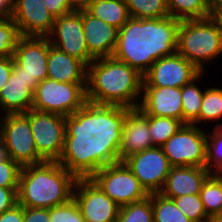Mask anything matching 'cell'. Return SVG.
Wrapping results in <instances>:
<instances>
[{
	"mask_svg": "<svg viewBox=\"0 0 222 222\" xmlns=\"http://www.w3.org/2000/svg\"><path fill=\"white\" fill-rule=\"evenodd\" d=\"M18 188L0 187V214L18 204Z\"/></svg>",
	"mask_w": 222,
	"mask_h": 222,
	"instance_id": "74e56055",
	"label": "cell"
},
{
	"mask_svg": "<svg viewBox=\"0 0 222 222\" xmlns=\"http://www.w3.org/2000/svg\"><path fill=\"white\" fill-rule=\"evenodd\" d=\"M24 114L29 118L38 154L45 161H58L64 148L66 117L35 109Z\"/></svg>",
	"mask_w": 222,
	"mask_h": 222,
	"instance_id": "30bf717a",
	"label": "cell"
},
{
	"mask_svg": "<svg viewBox=\"0 0 222 222\" xmlns=\"http://www.w3.org/2000/svg\"><path fill=\"white\" fill-rule=\"evenodd\" d=\"M49 39L47 37H21L14 50V61L31 79L41 82L47 78Z\"/></svg>",
	"mask_w": 222,
	"mask_h": 222,
	"instance_id": "ac0fdd59",
	"label": "cell"
},
{
	"mask_svg": "<svg viewBox=\"0 0 222 222\" xmlns=\"http://www.w3.org/2000/svg\"><path fill=\"white\" fill-rule=\"evenodd\" d=\"M73 198L85 222H116L120 206L111 200L90 178L77 179Z\"/></svg>",
	"mask_w": 222,
	"mask_h": 222,
	"instance_id": "4fadbf2b",
	"label": "cell"
},
{
	"mask_svg": "<svg viewBox=\"0 0 222 222\" xmlns=\"http://www.w3.org/2000/svg\"><path fill=\"white\" fill-rule=\"evenodd\" d=\"M21 169L10 157L0 160V187L18 188Z\"/></svg>",
	"mask_w": 222,
	"mask_h": 222,
	"instance_id": "d590c367",
	"label": "cell"
},
{
	"mask_svg": "<svg viewBox=\"0 0 222 222\" xmlns=\"http://www.w3.org/2000/svg\"><path fill=\"white\" fill-rule=\"evenodd\" d=\"M152 199L154 222H193L176 206L172 199L160 193L149 194Z\"/></svg>",
	"mask_w": 222,
	"mask_h": 222,
	"instance_id": "83f0119b",
	"label": "cell"
},
{
	"mask_svg": "<svg viewBox=\"0 0 222 222\" xmlns=\"http://www.w3.org/2000/svg\"><path fill=\"white\" fill-rule=\"evenodd\" d=\"M211 174L212 172L207 167H171L159 193L169 199L200 194L202 185Z\"/></svg>",
	"mask_w": 222,
	"mask_h": 222,
	"instance_id": "ffe728a7",
	"label": "cell"
},
{
	"mask_svg": "<svg viewBox=\"0 0 222 222\" xmlns=\"http://www.w3.org/2000/svg\"><path fill=\"white\" fill-rule=\"evenodd\" d=\"M151 147L153 142L149 132V115L139 108H126L119 148L120 162Z\"/></svg>",
	"mask_w": 222,
	"mask_h": 222,
	"instance_id": "e0dca14e",
	"label": "cell"
},
{
	"mask_svg": "<svg viewBox=\"0 0 222 222\" xmlns=\"http://www.w3.org/2000/svg\"><path fill=\"white\" fill-rule=\"evenodd\" d=\"M142 87L143 75L113 57L95 58L87 66L88 102L138 108Z\"/></svg>",
	"mask_w": 222,
	"mask_h": 222,
	"instance_id": "3957f363",
	"label": "cell"
},
{
	"mask_svg": "<svg viewBox=\"0 0 222 222\" xmlns=\"http://www.w3.org/2000/svg\"><path fill=\"white\" fill-rule=\"evenodd\" d=\"M43 1L45 7L54 18L73 12L70 0H43Z\"/></svg>",
	"mask_w": 222,
	"mask_h": 222,
	"instance_id": "8d00e7d4",
	"label": "cell"
},
{
	"mask_svg": "<svg viewBox=\"0 0 222 222\" xmlns=\"http://www.w3.org/2000/svg\"><path fill=\"white\" fill-rule=\"evenodd\" d=\"M206 222H222V214L209 217Z\"/></svg>",
	"mask_w": 222,
	"mask_h": 222,
	"instance_id": "7dc6e473",
	"label": "cell"
},
{
	"mask_svg": "<svg viewBox=\"0 0 222 222\" xmlns=\"http://www.w3.org/2000/svg\"><path fill=\"white\" fill-rule=\"evenodd\" d=\"M18 27L12 18L0 19V57H13L21 38Z\"/></svg>",
	"mask_w": 222,
	"mask_h": 222,
	"instance_id": "d6a6232c",
	"label": "cell"
},
{
	"mask_svg": "<svg viewBox=\"0 0 222 222\" xmlns=\"http://www.w3.org/2000/svg\"><path fill=\"white\" fill-rule=\"evenodd\" d=\"M4 117H5V113L2 111L1 106H0V133H1V128H2Z\"/></svg>",
	"mask_w": 222,
	"mask_h": 222,
	"instance_id": "c3c4849f",
	"label": "cell"
},
{
	"mask_svg": "<svg viewBox=\"0 0 222 222\" xmlns=\"http://www.w3.org/2000/svg\"><path fill=\"white\" fill-rule=\"evenodd\" d=\"M126 108L86 102L66 116L65 140L58 162L77 179H89L109 164L120 162Z\"/></svg>",
	"mask_w": 222,
	"mask_h": 222,
	"instance_id": "6da1fadb",
	"label": "cell"
},
{
	"mask_svg": "<svg viewBox=\"0 0 222 222\" xmlns=\"http://www.w3.org/2000/svg\"><path fill=\"white\" fill-rule=\"evenodd\" d=\"M206 74V72H201L195 79L181 88L184 124H192L200 115L205 88L202 89L199 82H202L201 79L205 78Z\"/></svg>",
	"mask_w": 222,
	"mask_h": 222,
	"instance_id": "cb8c5ba5",
	"label": "cell"
},
{
	"mask_svg": "<svg viewBox=\"0 0 222 222\" xmlns=\"http://www.w3.org/2000/svg\"><path fill=\"white\" fill-rule=\"evenodd\" d=\"M116 222H154L150 196L120 207Z\"/></svg>",
	"mask_w": 222,
	"mask_h": 222,
	"instance_id": "4dcf8cb0",
	"label": "cell"
},
{
	"mask_svg": "<svg viewBox=\"0 0 222 222\" xmlns=\"http://www.w3.org/2000/svg\"><path fill=\"white\" fill-rule=\"evenodd\" d=\"M138 108L146 115L183 122L181 87H142Z\"/></svg>",
	"mask_w": 222,
	"mask_h": 222,
	"instance_id": "d6986e66",
	"label": "cell"
},
{
	"mask_svg": "<svg viewBox=\"0 0 222 222\" xmlns=\"http://www.w3.org/2000/svg\"><path fill=\"white\" fill-rule=\"evenodd\" d=\"M47 78L62 83H87V66L49 41Z\"/></svg>",
	"mask_w": 222,
	"mask_h": 222,
	"instance_id": "7402d4cb",
	"label": "cell"
},
{
	"mask_svg": "<svg viewBox=\"0 0 222 222\" xmlns=\"http://www.w3.org/2000/svg\"><path fill=\"white\" fill-rule=\"evenodd\" d=\"M87 83H62L46 78L33 92L32 109L67 116L87 102Z\"/></svg>",
	"mask_w": 222,
	"mask_h": 222,
	"instance_id": "8992f818",
	"label": "cell"
},
{
	"mask_svg": "<svg viewBox=\"0 0 222 222\" xmlns=\"http://www.w3.org/2000/svg\"><path fill=\"white\" fill-rule=\"evenodd\" d=\"M82 23L89 52L95 58L112 57L117 44L118 28L94 17L87 10H82Z\"/></svg>",
	"mask_w": 222,
	"mask_h": 222,
	"instance_id": "44dd1931",
	"label": "cell"
},
{
	"mask_svg": "<svg viewBox=\"0 0 222 222\" xmlns=\"http://www.w3.org/2000/svg\"><path fill=\"white\" fill-rule=\"evenodd\" d=\"M50 43L88 66L95 57L89 52L82 23V11H73L55 18L52 31L47 36Z\"/></svg>",
	"mask_w": 222,
	"mask_h": 222,
	"instance_id": "8fae6325",
	"label": "cell"
},
{
	"mask_svg": "<svg viewBox=\"0 0 222 222\" xmlns=\"http://www.w3.org/2000/svg\"><path fill=\"white\" fill-rule=\"evenodd\" d=\"M219 25L220 30L222 31V7H219L211 16Z\"/></svg>",
	"mask_w": 222,
	"mask_h": 222,
	"instance_id": "f6af8a7d",
	"label": "cell"
},
{
	"mask_svg": "<svg viewBox=\"0 0 222 222\" xmlns=\"http://www.w3.org/2000/svg\"><path fill=\"white\" fill-rule=\"evenodd\" d=\"M131 17L138 19L169 16L165 0H125Z\"/></svg>",
	"mask_w": 222,
	"mask_h": 222,
	"instance_id": "f546056e",
	"label": "cell"
},
{
	"mask_svg": "<svg viewBox=\"0 0 222 222\" xmlns=\"http://www.w3.org/2000/svg\"><path fill=\"white\" fill-rule=\"evenodd\" d=\"M38 85L15 61L12 73L0 89V106L5 114L26 113L33 106V92Z\"/></svg>",
	"mask_w": 222,
	"mask_h": 222,
	"instance_id": "9a60e30c",
	"label": "cell"
},
{
	"mask_svg": "<svg viewBox=\"0 0 222 222\" xmlns=\"http://www.w3.org/2000/svg\"><path fill=\"white\" fill-rule=\"evenodd\" d=\"M207 10L212 14L219 7H222V0H203Z\"/></svg>",
	"mask_w": 222,
	"mask_h": 222,
	"instance_id": "ee69618b",
	"label": "cell"
},
{
	"mask_svg": "<svg viewBox=\"0 0 222 222\" xmlns=\"http://www.w3.org/2000/svg\"><path fill=\"white\" fill-rule=\"evenodd\" d=\"M50 222H85L77 202H69L50 208Z\"/></svg>",
	"mask_w": 222,
	"mask_h": 222,
	"instance_id": "e575fe53",
	"label": "cell"
},
{
	"mask_svg": "<svg viewBox=\"0 0 222 222\" xmlns=\"http://www.w3.org/2000/svg\"><path fill=\"white\" fill-rule=\"evenodd\" d=\"M13 57H0V89L8 81L13 69Z\"/></svg>",
	"mask_w": 222,
	"mask_h": 222,
	"instance_id": "ab89813d",
	"label": "cell"
},
{
	"mask_svg": "<svg viewBox=\"0 0 222 222\" xmlns=\"http://www.w3.org/2000/svg\"><path fill=\"white\" fill-rule=\"evenodd\" d=\"M148 194L159 193L171 165L161 147H151L133 154L123 161Z\"/></svg>",
	"mask_w": 222,
	"mask_h": 222,
	"instance_id": "7c38bea8",
	"label": "cell"
},
{
	"mask_svg": "<svg viewBox=\"0 0 222 222\" xmlns=\"http://www.w3.org/2000/svg\"><path fill=\"white\" fill-rule=\"evenodd\" d=\"M0 222H23V206L16 204L0 214Z\"/></svg>",
	"mask_w": 222,
	"mask_h": 222,
	"instance_id": "60d3db41",
	"label": "cell"
},
{
	"mask_svg": "<svg viewBox=\"0 0 222 222\" xmlns=\"http://www.w3.org/2000/svg\"><path fill=\"white\" fill-rule=\"evenodd\" d=\"M96 0H70L73 11L87 10Z\"/></svg>",
	"mask_w": 222,
	"mask_h": 222,
	"instance_id": "7bdbcfd3",
	"label": "cell"
},
{
	"mask_svg": "<svg viewBox=\"0 0 222 222\" xmlns=\"http://www.w3.org/2000/svg\"><path fill=\"white\" fill-rule=\"evenodd\" d=\"M90 179L120 207L149 196L124 162L109 164Z\"/></svg>",
	"mask_w": 222,
	"mask_h": 222,
	"instance_id": "ba28073f",
	"label": "cell"
},
{
	"mask_svg": "<svg viewBox=\"0 0 222 222\" xmlns=\"http://www.w3.org/2000/svg\"><path fill=\"white\" fill-rule=\"evenodd\" d=\"M169 16L177 20L206 19L212 16L203 0H165Z\"/></svg>",
	"mask_w": 222,
	"mask_h": 222,
	"instance_id": "484cf974",
	"label": "cell"
},
{
	"mask_svg": "<svg viewBox=\"0 0 222 222\" xmlns=\"http://www.w3.org/2000/svg\"><path fill=\"white\" fill-rule=\"evenodd\" d=\"M199 195L208 217L222 214V176L211 174Z\"/></svg>",
	"mask_w": 222,
	"mask_h": 222,
	"instance_id": "4316f807",
	"label": "cell"
},
{
	"mask_svg": "<svg viewBox=\"0 0 222 222\" xmlns=\"http://www.w3.org/2000/svg\"><path fill=\"white\" fill-rule=\"evenodd\" d=\"M161 148L172 167H207V133L195 124H183Z\"/></svg>",
	"mask_w": 222,
	"mask_h": 222,
	"instance_id": "52a82bcc",
	"label": "cell"
},
{
	"mask_svg": "<svg viewBox=\"0 0 222 222\" xmlns=\"http://www.w3.org/2000/svg\"><path fill=\"white\" fill-rule=\"evenodd\" d=\"M14 0H0V19L12 18Z\"/></svg>",
	"mask_w": 222,
	"mask_h": 222,
	"instance_id": "b9f144b4",
	"label": "cell"
},
{
	"mask_svg": "<svg viewBox=\"0 0 222 222\" xmlns=\"http://www.w3.org/2000/svg\"><path fill=\"white\" fill-rule=\"evenodd\" d=\"M7 158L6 148L2 135L0 134V160Z\"/></svg>",
	"mask_w": 222,
	"mask_h": 222,
	"instance_id": "bcb514c9",
	"label": "cell"
},
{
	"mask_svg": "<svg viewBox=\"0 0 222 222\" xmlns=\"http://www.w3.org/2000/svg\"><path fill=\"white\" fill-rule=\"evenodd\" d=\"M176 206L193 222H206L209 218L205 212L200 195H183L172 198Z\"/></svg>",
	"mask_w": 222,
	"mask_h": 222,
	"instance_id": "836d02e7",
	"label": "cell"
},
{
	"mask_svg": "<svg viewBox=\"0 0 222 222\" xmlns=\"http://www.w3.org/2000/svg\"><path fill=\"white\" fill-rule=\"evenodd\" d=\"M12 19L22 37H47L55 21L43 0H14Z\"/></svg>",
	"mask_w": 222,
	"mask_h": 222,
	"instance_id": "2e32d148",
	"label": "cell"
},
{
	"mask_svg": "<svg viewBox=\"0 0 222 222\" xmlns=\"http://www.w3.org/2000/svg\"><path fill=\"white\" fill-rule=\"evenodd\" d=\"M179 25L180 20L171 16L151 19L131 17L118 29L112 57L144 75L155 61L176 53Z\"/></svg>",
	"mask_w": 222,
	"mask_h": 222,
	"instance_id": "7a4b0ae2",
	"label": "cell"
},
{
	"mask_svg": "<svg viewBox=\"0 0 222 222\" xmlns=\"http://www.w3.org/2000/svg\"><path fill=\"white\" fill-rule=\"evenodd\" d=\"M87 11L118 29L131 18L125 0H96Z\"/></svg>",
	"mask_w": 222,
	"mask_h": 222,
	"instance_id": "603a6c76",
	"label": "cell"
},
{
	"mask_svg": "<svg viewBox=\"0 0 222 222\" xmlns=\"http://www.w3.org/2000/svg\"><path fill=\"white\" fill-rule=\"evenodd\" d=\"M176 52L206 72L207 67L222 56V31L218 23L212 17L181 20Z\"/></svg>",
	"mask_w": 222,
	"mask_h": 222,
	"instance_id": "5b68a950",
	"label": "cell"
},
{
	"mask_svg": "<svg viewBox=\"0 0 222 222\" xmlns=\"http://www.w3.org/2000/svg\"><path fill=\"white\" fill-rule=\"evenodd\" d=\"M201 71L177 52L155 61L143 75V87H183Z\"/></svg>",
	"mask_w": 222,
	"mask_h": 222,
	"instance_id": "5bb4252c",
	"label": "cell"
},
{
	"mask_svg": "<svg viewBox=\"0 0 222 222\" xmlns=\"http://www.w3.org/2000/svg\"><path fill=\"white\" fill-rule=\"evenodd\" d=\"M220 120H222V88L208 86L204 90L200 115L192 124L201 127L213 121L216 122L214 127H222Z\"/></svg>",
	"mask_w": 222,
	"mask_h": 222,
	"instance_id": "d4e9b609",
	"label": "cell"
},
{
	"mask_svg": "<svg viewBox=\"0 0 222 222\" xmlns=\"http://www.w3.org/2000/svg\"><path fill=\"white\" fill-rule=\"evenodd\" d=\"M183 124L175 118L149 115V132L153 147H161Z\"/></svg>",
	"mask_w": 222,
	"mask_h": 222,
	"instance_id": "f1b7e54d",
	"label": "cell"
},
{
	"mask_svg": "<svg viewBox=\"0 0 222 222\" xmlns=\"http://www.w3.org/2000/svg\"><path fill=\"white\" fill-rule=\"evenodd\" d=\"M23 222H50V208L23 207Z\"/></svg>",
	"mask_w": 222,
	"mask_h": 222,
	"instance_id": "f35d334b",
	"label": "cell"
},
{
	"mask_svg": "<svg viewBox=\"0 0 222 222\" xmlns=\"http://www.w3.org/2000/svg\"><path fill=\"white\" fill-rule=\"evenodd\" d=\"M209 131V132H208ZM207 131V168L214 175L222 176V127Z\"/></svg>",
	"mask_w": 222,
	"mask_h": 222,
	"instance_id": "1f68e13d",
	"label": "cell"
},
{
	"mask_svg": "<svg viewBox=\"0 0 222 222\" xmlns=\"http://www.w3.org/2000/svg\"><path fill=\"white\" fill-rule=\"evenodd\" d=\"M77 178L58 161L24 166L18 186V204L27 208H52L69 202Z\"/></svg>",
	"mask_w": 222,
	"mask_h": 222,
	"instance_id": "277c9868",
	"label": "cell"
},
{
	"mask_svg": "<svg viewBox=\"0 0 222 222\" xmlns=\"http://www.w3.org/2000/svg\"><path fill=\"white\" fill-rule=\"evenodd\" d=\"M0 134L7 157L21 167L45 162L38 154L29 118L24 113L5 114Z\"/></svg>",
	"mask_w": 222,
	"mask_h": 222,
	"instance_id": "9c48e42d",
	"label": "cell"
}]
</instances>
